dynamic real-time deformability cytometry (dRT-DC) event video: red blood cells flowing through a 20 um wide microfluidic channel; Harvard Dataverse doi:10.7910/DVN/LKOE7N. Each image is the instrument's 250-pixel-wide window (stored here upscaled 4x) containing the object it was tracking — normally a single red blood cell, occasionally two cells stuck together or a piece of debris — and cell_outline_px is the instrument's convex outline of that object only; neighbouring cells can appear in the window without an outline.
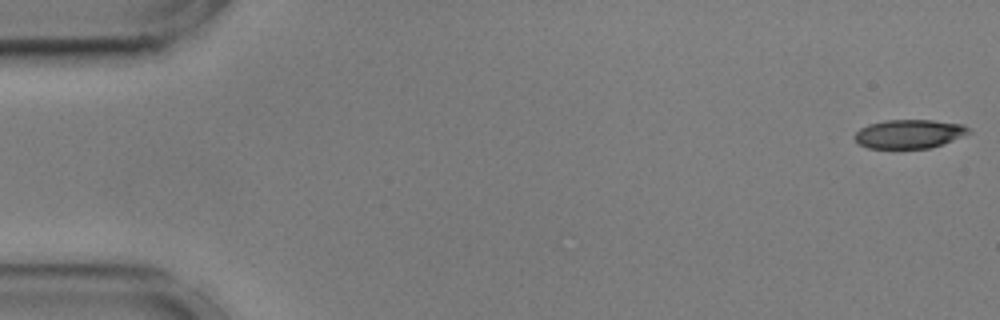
{"species": "common noctule bat (a hibernating species)", "species_latin": "Nyctalus noctula", "temperature_condition": "cold", "stored_images_in_passage": 14, "camera_frame_rate_fps": 3000, "um_per_image_px": 0.085, "animal": {"sex": "male", "body_mass_g": 17.9, "forearm_length_mm": 54.2}, "frame": {"image": 1, "passage_image": 1, "time_ms": 0.0, "image_size_px": [1000, 320], "cell_outline_px": [[972, 132], [952, 140], [928, 148], [868, 148], [860, 144], [852, 136], [860, 128], [868, 124], [884, 120], [932, 120], [964, 124]], "centroid_in_image_um": [77.26, 11.37], "position_along_channel_um": 7.7, "area_um2": 19.07}}